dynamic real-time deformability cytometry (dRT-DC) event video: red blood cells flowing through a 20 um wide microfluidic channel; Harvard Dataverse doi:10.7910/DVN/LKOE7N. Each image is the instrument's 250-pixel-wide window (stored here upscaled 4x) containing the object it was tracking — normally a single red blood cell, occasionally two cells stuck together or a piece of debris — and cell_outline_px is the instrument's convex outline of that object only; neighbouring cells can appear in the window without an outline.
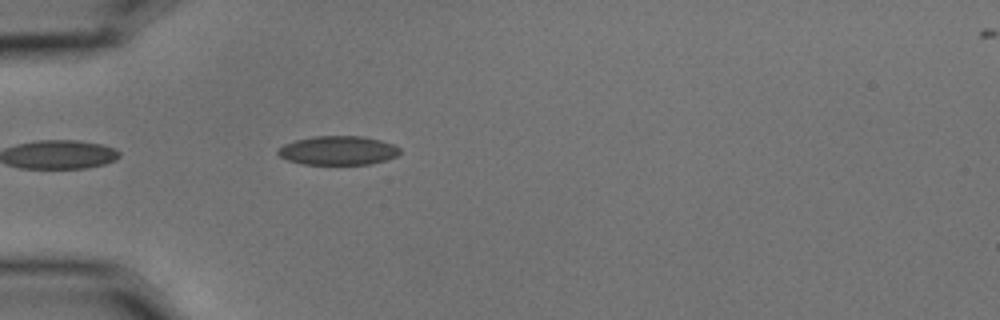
{"species": "common noctule bat (a hibernating species)", "species_latin": "Nyctalus noctula", "temperature_condition": "cold", "stored_images_in_passage": 4, "camera_frame_rate_fps": 3000, "um_per_image_px": 0.085, "animal": {"sex": "male", "body_mass_g": 15.6}, "frame": {"image": 1, "passage_image": 4, "time_ms": 1.0, "image_size_px": [1000, 320], "cell_outline_px": [[400, 152], [396, 156], [372, 164], [300, 164], [288, 160], [280, 156], [276, 152], [284, 144], [296, 140], [312, 136], [364, 136], [380, 140], [392, 144], [400, 148]], "centroid_in_image_um": [28.73, 12.79], "position_along_channel_um": 56.3, "area_um2": 20.52}}